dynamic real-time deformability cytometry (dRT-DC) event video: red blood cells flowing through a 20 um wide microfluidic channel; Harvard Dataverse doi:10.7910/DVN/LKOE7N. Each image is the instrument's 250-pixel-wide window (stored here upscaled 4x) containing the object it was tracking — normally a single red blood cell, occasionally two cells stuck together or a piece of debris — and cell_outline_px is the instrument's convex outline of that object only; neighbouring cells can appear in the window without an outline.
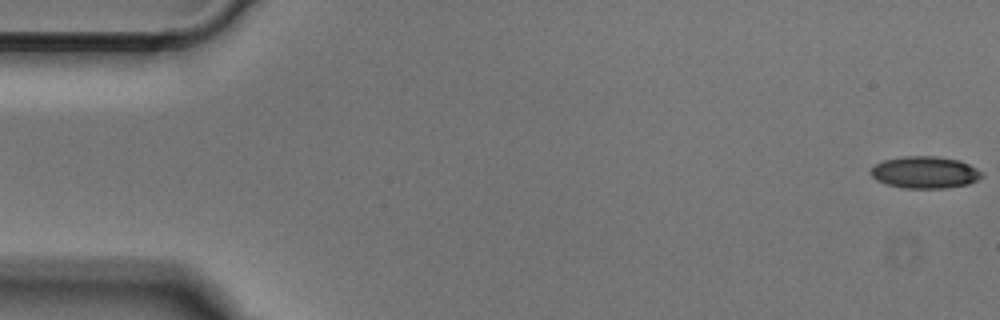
{"species": "Egyptian fruit bat (a non-hibernating species)", "species_latin": "Rousettus aegyptiacus", "temperature_condition": "cold", "stored_images_in_passage": 50, "camera_frame_rate_fps": 3000, "um_per_image_px": 0.085, "animal": {"sex": "male"}, "frame": {"image": 1, "passage_image": 1, "time_ms": 0.0, "image_size_px": [1000, 320], "cell_outline_px": [[984, 176], [968, 184], [948, 188], [904, 188], [888, 184], [876, 180], [868, 172], [876, 164], [884, 160], [904, 156], [936, 156], [960, 160], [984, 172]], "centroid_in_image_um": [78.64, 14.65], "position_along_channel_um": 6.4, "area_um2": 20.75}}
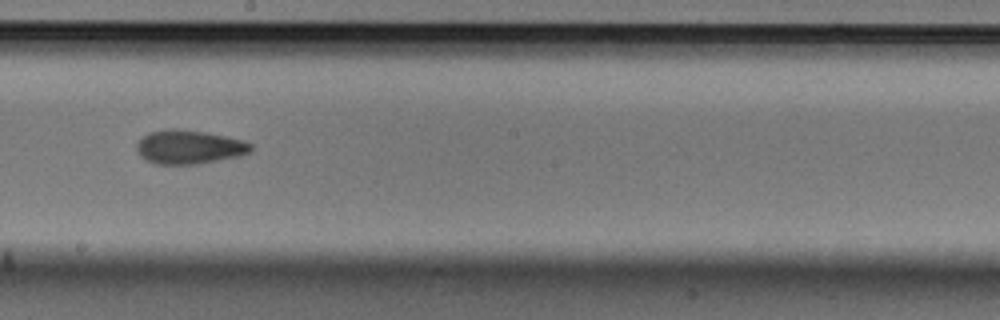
{"frame": {"image": 2, "passage_image": 28, "time_ms": 9.0, "image_size_px": [1000, 320], "cell_outline_px": [[252, 152], [240, 156], [200, 164], [152, 164], [144, 160], [140, 156], [136, 148], [136, 144], [148, 132], [168, 128], [176, 128], [204, 132], [244, 140], [252, 144]], "centroid_in_image_um": [16.07, 12.5], "position_along_channel_um": 232.1, "area_um2": 22.83}}
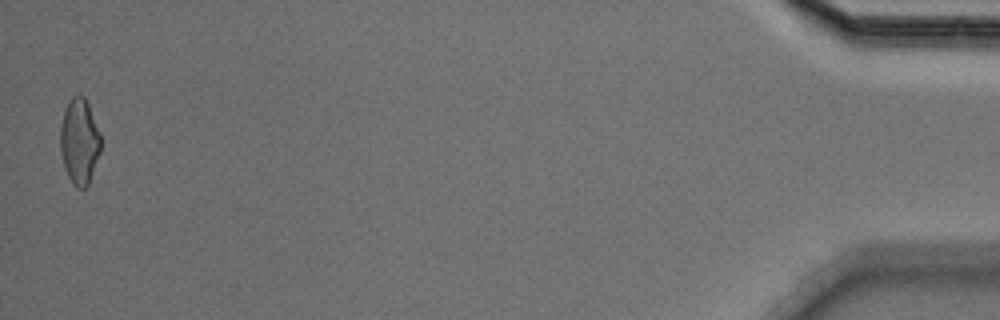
{"frame": {"image": 3, "passage_image": 50, "time_ms": 16.333, "image_size_px": [1000, 320], "cell_outline_px": [[100, 152], [88, 184], [84, 188], [76, 188], [72, 184], [64, 168], [60, 152], [60, 128], [64, 112], [68, 100], [76, 92], [80, 92], [84, 96], [88, 104], [100, 132]], "centroid_in_image_um": [6.73, 11.98], "position_along_channel_um": 428.5, "area_um2": 20.4}}